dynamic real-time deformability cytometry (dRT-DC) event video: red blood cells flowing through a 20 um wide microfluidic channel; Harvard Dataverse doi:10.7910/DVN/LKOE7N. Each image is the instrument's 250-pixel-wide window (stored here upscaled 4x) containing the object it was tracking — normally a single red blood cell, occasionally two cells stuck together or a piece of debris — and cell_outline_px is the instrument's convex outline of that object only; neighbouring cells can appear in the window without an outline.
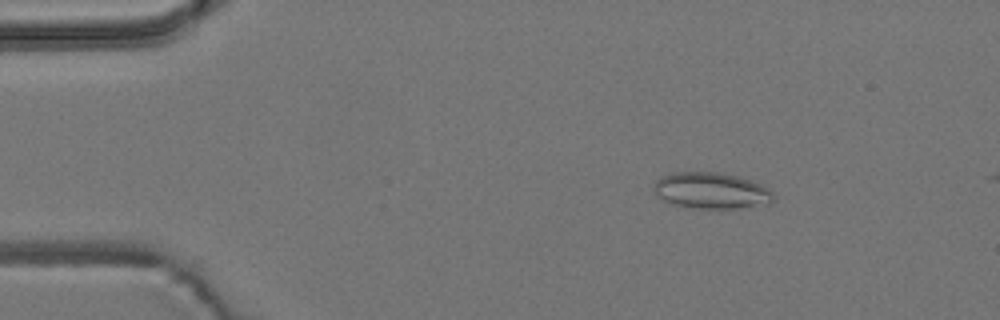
{"species": "common noctule bat (a hibernating species)", "species_latin": "Nyctalus noctula", "temperature_condition": "room temperature", "stored_images_in_passage": 5, "camera_frame_rate_fps": 3000, "um_per_image_px": 0.085, "animal": {"sex": "male", "body_mass_g": 19.2, "forearm_length_mm": 51.8}, "frame": {"image": 1, "passage_image": 2, "time_ms": 2.0, "image_size_px": [1000, 320], "cell_outline_px": [[776, 200], [768, 204], [740, 208], [692, 208], [676, 204], [664, 200], [656, 196], [652, 188], [656, 180], [660, 176], [676, 172], [716, 172], [740, 176], [760, 184], [768, 188], [776, 196]], "centroid_in_image_um": [60.48, 16.2], "position_along_channel_um": 24.5, "area_um2": 25.49}}